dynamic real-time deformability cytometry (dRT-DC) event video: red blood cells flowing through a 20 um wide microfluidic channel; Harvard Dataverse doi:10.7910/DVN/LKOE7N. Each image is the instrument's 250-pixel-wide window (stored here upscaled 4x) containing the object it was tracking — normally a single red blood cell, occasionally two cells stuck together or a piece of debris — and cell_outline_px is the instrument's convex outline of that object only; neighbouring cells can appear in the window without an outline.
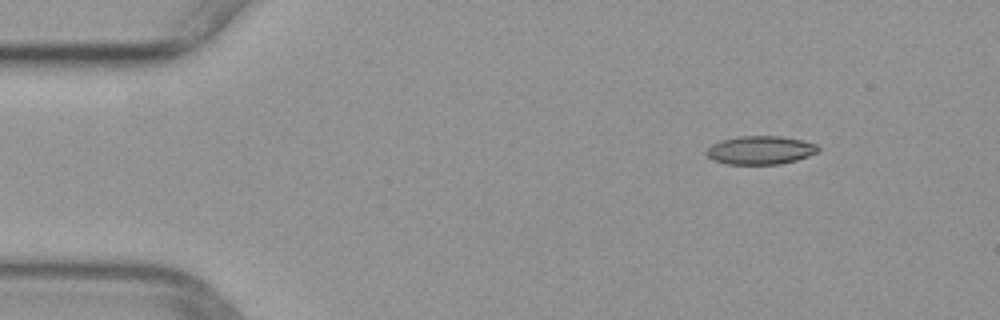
{"species": "common noctule bat (a hibernating species)", "species_latin": "Nyctalus noctula", "temperature_condition": "warm", "stored_images_in_passage": 45, "camera_frame_rate_fps": 3000, "um_per_image_px": 0.085, "animal": {"sex": "female", "body_mass_g": 29.2, "forearm_length_mm": 56.3}, "frame": {"image": 1, "passage_image": 1, "time_ms": 0.0, "image_size_px": [1000, 320], "cell_outline_px": [[820, 148], [816, 152], [808, 156], [796, 160], [780, 164], [728, 164], [712, 160], [704, 152], [712, 144], [720, 140], [740, 136], [780, 136], [804, 140], [816, 144]], "centroid_in_image_um": [64.62, 12.76], "position_along_channel_um": 20.4, "area_um2": 18.55}}
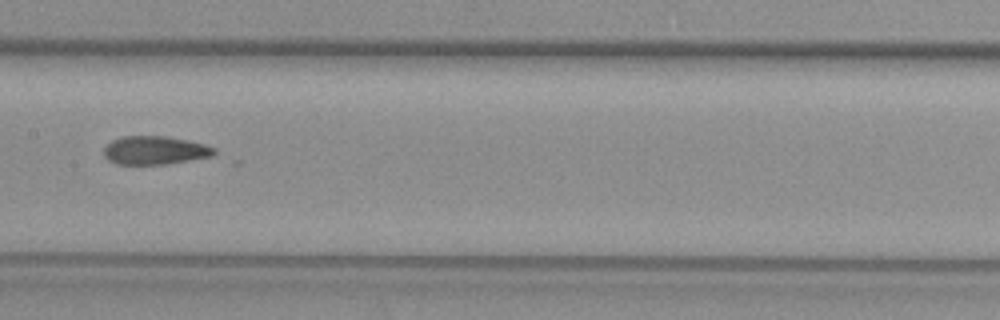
{"frame": {"image": 2, "passage_image": 20, "time_ms": 6.333, "image_size_px": [1000, 320], "cell_outline_px": [[216, 152], [212, 156], [164, 164], [116, 164], [108, 160], [104, 156], [104, 148], [112, 140], [124, 136], [168, 136], [188, 140], [204, 144], [216, 148]], "centroid_in_image_um": [13.16, 12.77], "position_along_channel_um": 194.2, "area_um2": 18.21}}
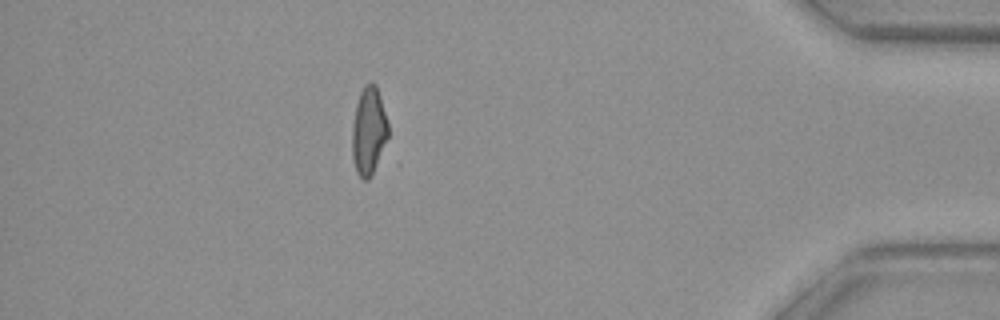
{"frame": {"image": 3, "passage_image": 39, "time_ms": 12.667, "image_size_px": [1000, 320], "cell_outline_px": [[388, 136], [372, 172], [368, 180], [364, 180], [356, 172], [352, 156], [352, 124], [356, 104], [360, 92], [364, 84], [368, 80], [372, 80], [376, 84], [380, 96], [388, 124]], "centroid_in_image_um": [31.32, 11.05], "position_along_channel_um": 403.9, "area_um2": 18.32}}